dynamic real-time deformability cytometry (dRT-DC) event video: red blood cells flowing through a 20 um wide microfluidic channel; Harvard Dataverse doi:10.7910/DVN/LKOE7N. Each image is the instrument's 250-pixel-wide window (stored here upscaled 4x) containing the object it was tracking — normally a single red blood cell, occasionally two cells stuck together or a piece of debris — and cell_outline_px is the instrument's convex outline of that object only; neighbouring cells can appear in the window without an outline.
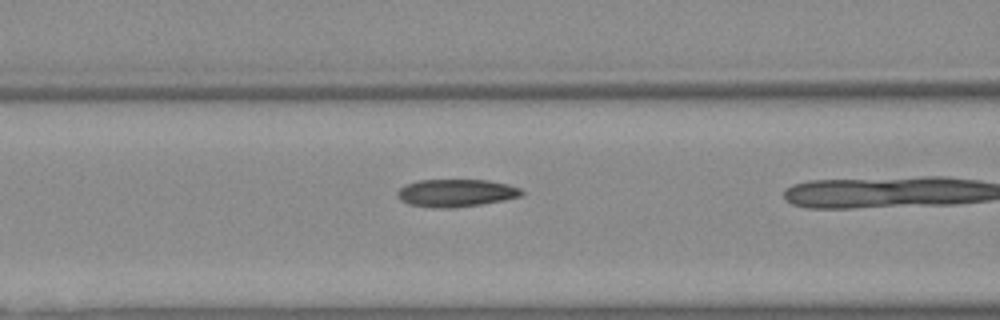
{"species": "Egyptian fruit bat (a non-hibernating species)", "species_latin": "Rousettus aegyptiacus", "temperature_condition": "warm", "stored_images_in_passage": 4, "camera_frame_rate_fps": 3000, "um_per_image_px": 0.085, "animal": {"sex": "female"}, "frame": {"image": 1, "passage_image": 3, "time_ms": 0.667, "image_size_px": [1000, 320], "cell_outline_px": [[524, 192], [520, 196], [504, 200], [480, 204], [452, 208], [436, 208], [408, 204], [400, 200], [396, 196], [396, 192], [404, 184], [420, 180], [488, 180], [508, 184], [520, 188]], "centroid_in_image_um": [38.72, 16.4], "position_along_channel_um": 127.9, "area_um2": 20.06}}